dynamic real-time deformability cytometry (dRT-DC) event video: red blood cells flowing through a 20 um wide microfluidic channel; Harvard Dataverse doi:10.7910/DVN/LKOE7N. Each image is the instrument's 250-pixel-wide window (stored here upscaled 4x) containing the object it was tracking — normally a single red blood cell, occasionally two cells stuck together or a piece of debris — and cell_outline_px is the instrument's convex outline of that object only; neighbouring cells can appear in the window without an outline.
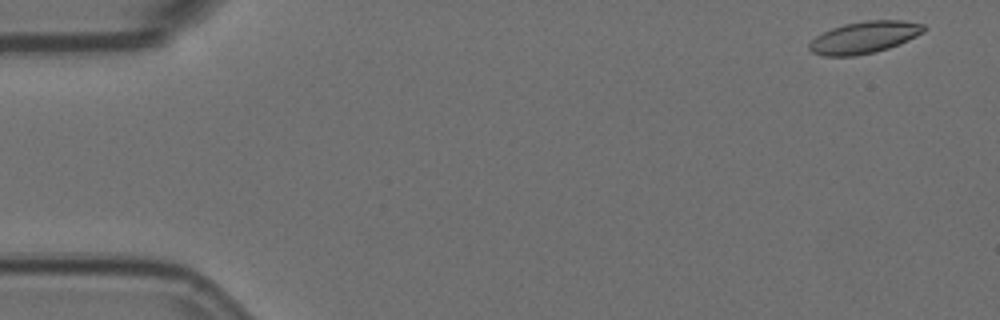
{"species": "Egyptian fruit bat (a non-hibernating species)", "species_latin": "Rousettus aegyptiacus", "temperature_condition": "room temperature", "stored_images_in_passage": 56, "camera_frame_rate_fps": 3000, "um_per_image_px": 0.085, "animal": {"sex": "female"}, "frame": {"image": 1, "passage_image": 2, "time_ms": 0.333, "image_size_px": [1000, 320], "cell_outline_px": [[928, 28], [924, 32], [908, 40], [888, 48], [872, 52], [852, 56], [824, 56], [812, 52], [808, 48], [808, 44], [816, 36], [832, 28], [844, 24], [864, 20], [900, 20], [924, 24]], "centroid_in_image_um": [73.47, 3.16], "position_along_channel_um": 11.5, "area_um2": 21.21}}
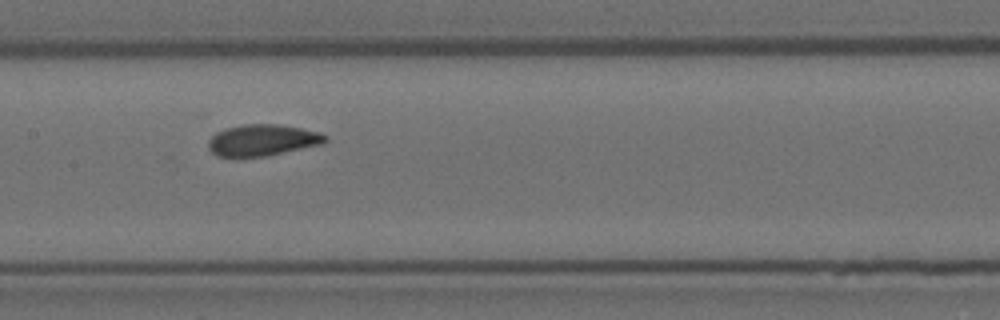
{"frame": {"image": 2, "passage_image": 27, "time_ms": 8.667, "image_size_px": [1000, 320], "cell_outline_px": [[328, 140], [324, 144], [268, 156], [216, 156], [208, 148], [208, 140], [216, 132], [224, 128], [244, 124], [276, 124], [300, 128], [320, 132], [328, 136]], "centroid_in_image_um": [22.34, 11.91], "position_along_channel_um": 185.1, "area_um2": 21.56}}
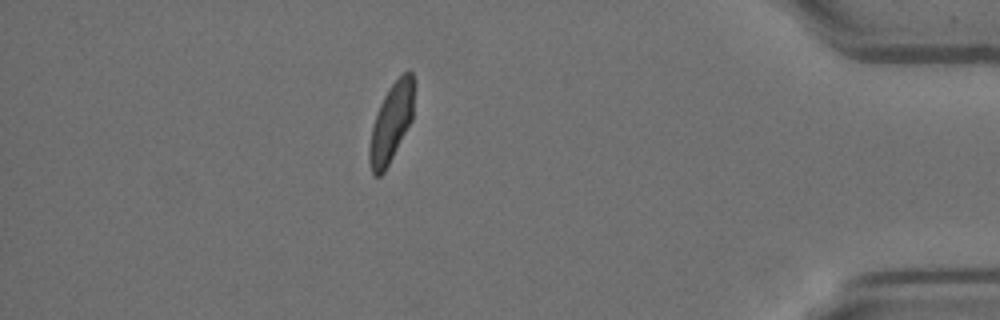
{"frame": {"image": 3, "passage_image": 49, "time_ms": 16.0, "image_size_px": [1000, 320], "cell_outline_px": [[412, 120], [384, 172], [380, 176], [372, 176], [368, 160], [368, 148], [372, 128], [380, 104], [384, 96], [392, 84], [408, 68], [412, 72]], "centroid_in_image_um": [33.21, 10.49], "position_along_channel_um": 402.0, "area_um2": 20.0}, "authors_computed_cell_mechanics": {"area_um2": 21.2126, "velocity_mm_per_s": 3.5624, "shape_relaxation_time_tau1_ms": 6.2443, "shape_relaxation_time_tau2_ms": 1.4737, "deformation_change_tau1": 0.1478, "deformation_change_tau2": 0.0648}}